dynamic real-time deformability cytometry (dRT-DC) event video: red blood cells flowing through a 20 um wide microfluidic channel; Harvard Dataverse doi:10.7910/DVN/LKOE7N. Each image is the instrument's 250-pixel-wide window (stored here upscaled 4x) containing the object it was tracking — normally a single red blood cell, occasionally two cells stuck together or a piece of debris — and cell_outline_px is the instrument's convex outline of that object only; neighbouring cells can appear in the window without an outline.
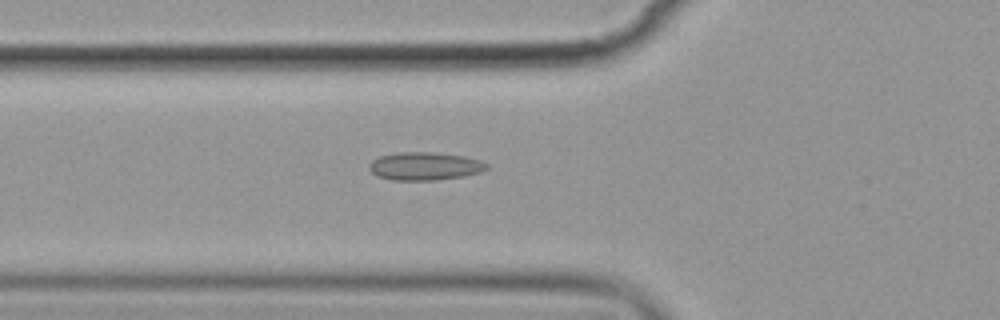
{"species": "common noctule bat (a hibernating species)", "species_latin": "Nyctalus noctula", "temperature_condition": "cold", "stored_images_in_passage": 5, "camera_frame_rate_fps": 3000, "um_per_image_px": 0.085, "animal": {"sex": "female", "body_mass_g": 19.9}, "frame": {"image": 1, "passage_image": 5, "time_ms": 4.667, "image_size_px": [1000, 320], "cell_outline_px": [[488, 168], [480, 172], [464, 176], [436, 180], [392, 180], [376, 176], [368, 168], [368, 164], [372, 160], [380, 156], [400, 152], [432, 152], [464, 156], [480, 160], [488, 164]], "centroid_in_image_um": [36.09, 14.12], "position_along_channel_um": 89.7, "area_um2": 19.25}}